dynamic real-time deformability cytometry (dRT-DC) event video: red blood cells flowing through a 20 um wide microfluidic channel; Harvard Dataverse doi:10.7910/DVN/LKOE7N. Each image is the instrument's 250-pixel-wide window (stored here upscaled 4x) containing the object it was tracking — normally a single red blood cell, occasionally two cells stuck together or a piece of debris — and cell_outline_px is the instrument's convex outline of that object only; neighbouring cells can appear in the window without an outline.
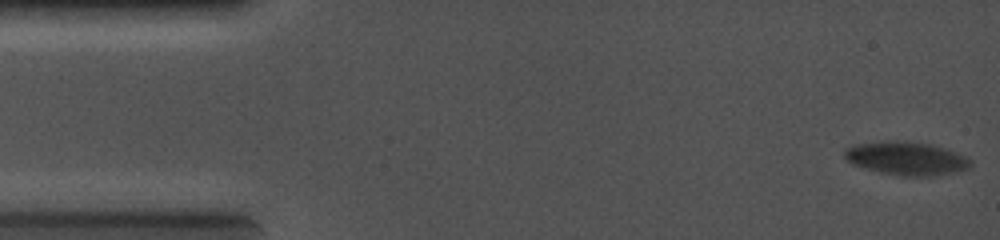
{"species": "common noctule bat (a hibernating species)", "species_latin": "Nyctalus noctula", "temperature_condition": "cold", "stored_images_in_passage": 9, "camera_frame_rate_fps": 5000, "um_per_image_px": 0.085, "animal": {"sex": "female", "body_mass_g": 19.0, "forearm_length_mm": 56.7}, "frame": {"image": 1, "passage_image": 1, "time_ms": 0.0, "image_size_px": [1000, 240], "cell_outline_px": [[972, 164], [968, 168], [956, 172], [936, 176], [900, 176], [880, 172], [852, 164], [844, 156], [844, 148], [856, 144], [888, 140], [904, 140], [932, 144], [956, 152], [972, 160]], "centroid_in_image_um": [77.05, 13.45], "position_along_channel_um": 8.0, "area_um2": 24.74}}
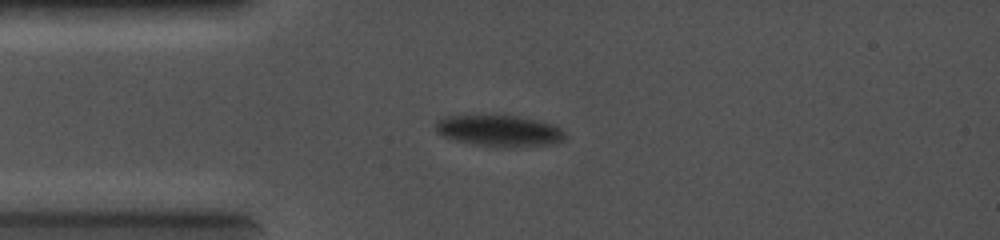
{"frame": {"image": 2, "passage_image": 8, "time_ms": 3.2, "image_size_px": [1000, 240], "cell_outline_px": [[568, 136], [564, 140], [556, 144], [516, 148], [500, 148], [472, 144], [456, 140], [444, 136], [436, 132], [436, 120], [444, 116], [516, 116], [536, 120], [552, 124], [560, 128]], "centroid_in_image_um": [42.49, 11.15], "position_along_channel_um": 42.5, "area_um2": 23.93}}